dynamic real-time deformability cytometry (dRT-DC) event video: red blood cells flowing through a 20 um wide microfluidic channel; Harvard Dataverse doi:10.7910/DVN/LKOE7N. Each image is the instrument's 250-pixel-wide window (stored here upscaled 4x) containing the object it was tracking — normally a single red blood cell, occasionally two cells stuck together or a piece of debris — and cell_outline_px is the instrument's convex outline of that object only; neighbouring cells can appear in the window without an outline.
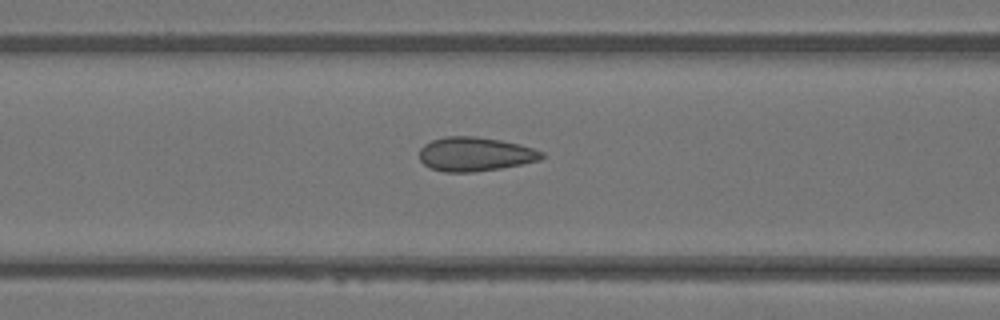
{"species": "Egyptian fruit bat (a non-hibernating species)", "species_latin": "Rousettus aegyptiacus", "temperature_condition": "warm", "stored_images_in_passage": 14, "camera_frame_rate_fps": 3000, "um_per_image_px": 0.085, "animal": {"sex": "female"}, "frame": {"image": 1, "passage_image": 12, "time_ms": 3.667, "image_size_px": [1000, 320], "cell_outline_px": [[544, 156], [540, 160], [500, 168], [472, 172], [444, 172], [428, 168], [420, 160], [420, 148], [424, 144], [432, 140], [444, 136], [476, 136], [500, 140], [520, 144], [544, 152]], "centroid_in_image_um": [40.35, 13.1], "position_along_channel_um": 126.2, "area_um2": 24.33}}